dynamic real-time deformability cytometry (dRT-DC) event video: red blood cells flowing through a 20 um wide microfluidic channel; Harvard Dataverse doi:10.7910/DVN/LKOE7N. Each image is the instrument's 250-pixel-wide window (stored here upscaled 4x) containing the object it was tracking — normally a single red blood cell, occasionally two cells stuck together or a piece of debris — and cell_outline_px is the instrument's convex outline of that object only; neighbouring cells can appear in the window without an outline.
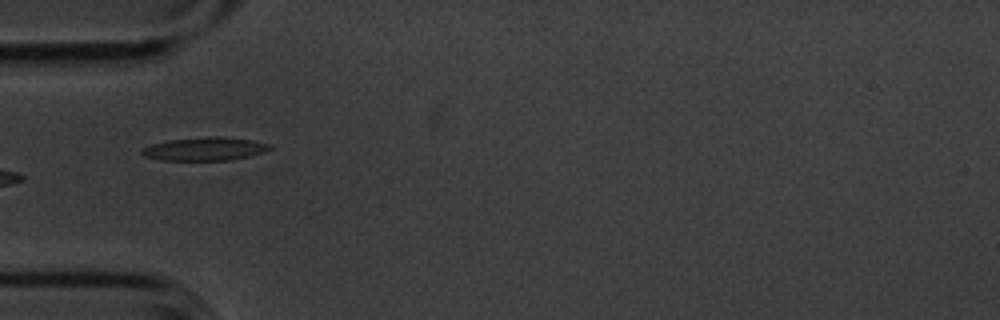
{"species": "common noctule bat (a hibernating species)", "species_latin": "Nyctalus noctula", "temperature_condition": "cold", "stored_images_in_passage": 8, "camera_frame_rate_fps": 3000, "um_per_image_px": 0.085, "animal": {"sex": "male", "body_mass_g": 20.1, "forearm_length_mm": 53.5}, "frame": {"image": 1, "passage_image": 5, "time_ms": 1.333, "image_size_px": [1000, 320], "cell_outline_px": [[272, 148], [264, 152], [232, 160], [160, 160], [144, 156], [140, 152], [144, 148], [152, 144], [168, 140], [208, 136], [220, 136], [252, 140], [272, 144]], "centroid_in_image_um": [17.44, 12.65], "position_along_channel_um": 67.6, "area_um2": 17.4}}
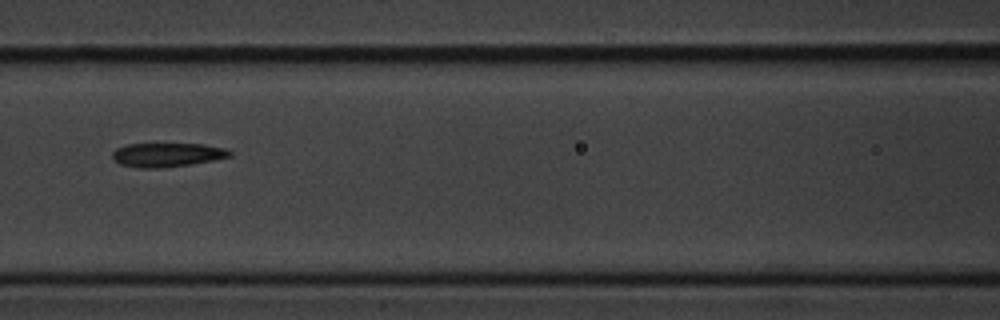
{"frame": {"image": 2, "passage_image": 7, "time_ms": 2.0, "image_size_px": [1000, 320], "cell_outline_px": [[232, 156], [192, 164], [160, 168], [140, 168], [120, 164], [112, 160], [112, 152], [116, 148], [128, 144], [204, 144], [224, 148], [232, 152]], "centroid_in_image_um": [14.18, 13.16], "position_along_channel_um": 152.4, "area_um2": 16.42}}
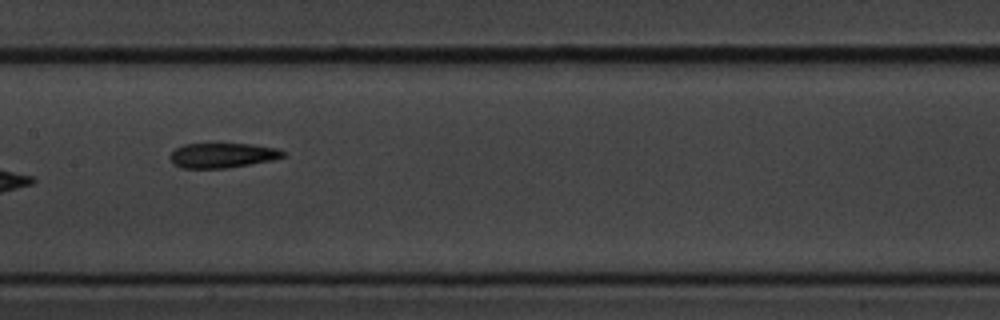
{"frame": {"image": 3, "passage_image": 8, "time_ms": 2.333, "image_size_px": [1000, 320], "cell_outline_px": [[284, 156], [272, 160], [228, 168], [180, 168], [172, 164], [168, 156], [176, 148], [184, 144], [212, 140], [252, 144], [280, 148], [284, 152]], "centroid_in_image_um": [18.85, 13.15], "position_along_channel_um": 188.5, "area_um2": 17.46}}